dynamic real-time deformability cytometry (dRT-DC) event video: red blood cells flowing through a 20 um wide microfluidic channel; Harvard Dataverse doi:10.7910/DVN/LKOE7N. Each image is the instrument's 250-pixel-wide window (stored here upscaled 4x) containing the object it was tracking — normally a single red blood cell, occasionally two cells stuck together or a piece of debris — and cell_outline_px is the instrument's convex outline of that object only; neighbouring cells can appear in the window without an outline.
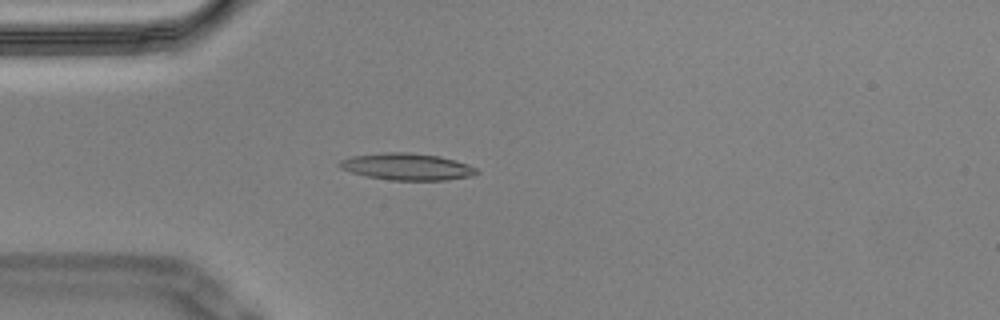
{"species": "Egyptian fruit bat (a non-hibernating species)", "species_latin": "Rousettus aegyptiacus", "temperature_condition": "cold", "stored_images_in_passage": 55, "camera_frame_rate_fps": 3000, "um_per_image_px": 0.085, "animal": {"sex": "male"}, "frame": {"image": 1, "passage_image": 14, "time_ms": 4.333, "image_size_px": [1000, 320], "cell_outline_px": [[480, 172], [472, 176], [444, 180], [388, 180], [368, 176], [352, 172], [340, 168], [336, 164], [340, 160], [352, 156], [384, 152], [408, 152], [440, 156], [456, 160], [476, 168]], "centroid_in_image_um": [34.59, 14.16], "position_along_channel_um": 50.4, "area_um2": 21.44}}
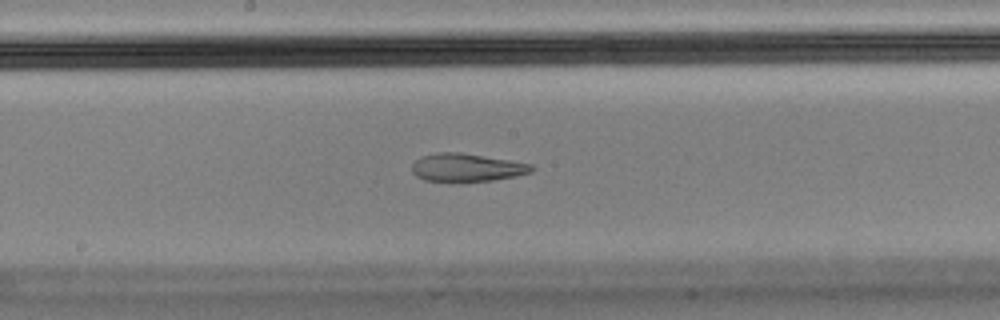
{"frame": {"image": 2, "passage_image": 28, "time_ms": 9.0, "image_size_px": [1000, 320], "cell_outline_px": [[536, 168], [532, 172], [516, 176], [492, 180], [424, 180], [416, 176], [412, 172], [412, 164], [420, 156], [436, 152], [460, 152], [532, 164]], "centroid_in_image_um": [39.67, 14.21], "position_along_channel_um": 208.5, "area_um2": 19.25}}
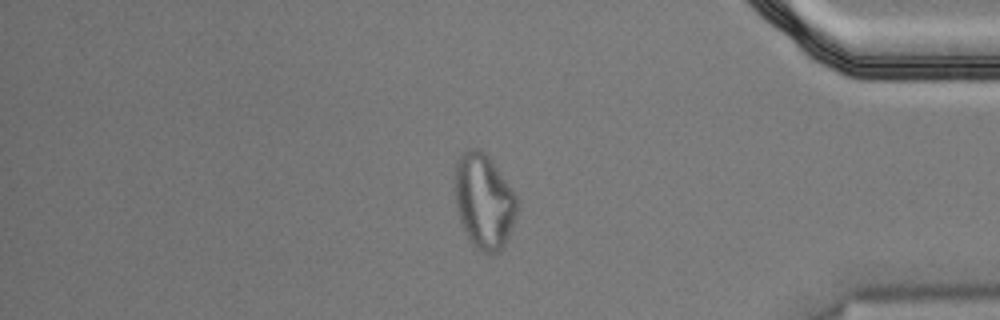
{"frame": {"image": 3, "passage_image": 46, "time_ms": 15.0, "image_size_px": [1000, 320], "cell_outline_px": [[516, 220], [508, 240], [496, 252], [484, 252], [472, 244], [460, 220], [456, 208], [456, 160], [468, 148], [480, 148], [492, 160], [512, 188], [516, 196]], "centroid_in_image_um": [41.15, 17.07], "position_along_channel_um": 394.0, "area_um2": 34.04}, "authors_computed_cell_mechanics": {"area_um2": 20.519, "velocity_mm_per_s": 3.5655, "shape_relaxation_time_tau1_ms": null, "shape_relaxation_time_tau2_ms": 2.0144, "deformation_change_tau1": null, "deformation_change_tau2": 0.0961}}